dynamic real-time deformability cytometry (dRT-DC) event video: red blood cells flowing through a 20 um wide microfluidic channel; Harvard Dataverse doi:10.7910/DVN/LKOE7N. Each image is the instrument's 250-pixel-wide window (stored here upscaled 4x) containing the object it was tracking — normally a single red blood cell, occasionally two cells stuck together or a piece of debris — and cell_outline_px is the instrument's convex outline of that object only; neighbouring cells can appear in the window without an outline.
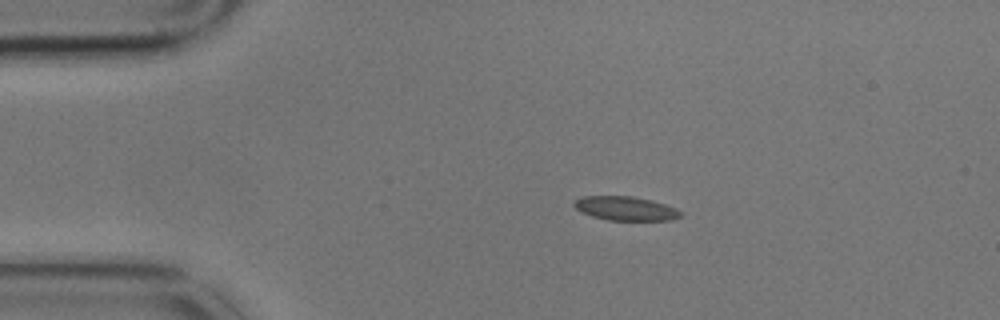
{"species": "common noctule bat (a hibernating species)", "species_latin": "Nyctalus noctula", "temperature_condition": "cold", "stored_images_in_passage": 7, "camera_frame_rate_fps": 3000, "um_per_image_px": 0.085, "animal": {"sex": "male", "body_mass_g": 17.9}, "frame": {"image": 1, "passage_image": 2, "time_ms": 0.333, "image_size_px": [1000, 320], "cell_outline_px": [[684, 216], [672, 220], [608, 220], [592, 216], [580, 212], [572, 204], [580, 196], [632, 196], [652, 200], [676, 208], [684, 212]], "centroid_in_image_um": [53.21, 17.72], "position_along_channel_um": 31.8, "area_um2": 15.09}}